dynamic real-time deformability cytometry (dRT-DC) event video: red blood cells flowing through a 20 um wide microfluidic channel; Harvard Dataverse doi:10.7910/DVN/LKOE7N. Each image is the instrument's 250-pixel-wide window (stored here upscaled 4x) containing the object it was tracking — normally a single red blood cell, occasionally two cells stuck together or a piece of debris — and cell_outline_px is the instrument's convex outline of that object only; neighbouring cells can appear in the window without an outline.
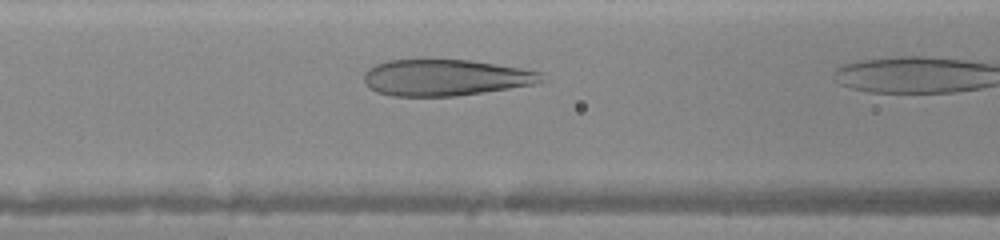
{"species": "human", "species_latin": "Homo sapiens", "temperature_condition": "warm", "stored_images_in_passage": 6, "camera_frame_rate_fps": 3000, "um_per_image_px": 0.085, "donor": {"sex": "female"}, "frame": {"image": 1, "passage_image": 5, "time_ms": 1.333, "image_size_px": [1000, 240], "cell_outline_px": [[540, 80], [532, 84], [508, 88], [456, 96], [392, 96], [376, 92], [364, 80], [364, 72], [368, 68], [376, 64], [388, 60], [468, 60], [496, 64], [520, 68], [540, 72]], "centroid_in_image_um": [37.78, 6.59], "position_along_channel_um": 128.8, "area_um2": 36.93}}